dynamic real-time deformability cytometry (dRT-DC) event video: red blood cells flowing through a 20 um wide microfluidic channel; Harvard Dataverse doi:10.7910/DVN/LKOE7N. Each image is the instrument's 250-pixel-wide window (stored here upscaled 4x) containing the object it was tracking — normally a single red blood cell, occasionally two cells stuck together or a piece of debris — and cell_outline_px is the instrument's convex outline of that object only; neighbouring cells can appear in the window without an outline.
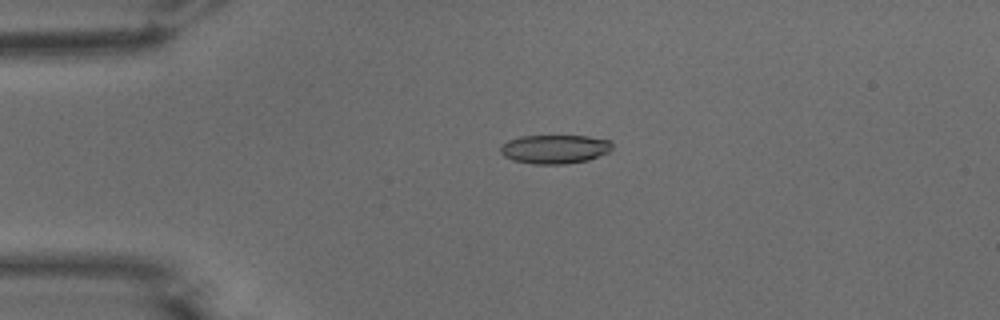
{"species": "common noctule bat (a hibernating species)", "species_latin": "Nyctalus noctula", "temperature_condition": "warm", "stored_images_in_passage": 37, "camera_frame_rate_fps": 3000, "um_per_image_px": 0.085, "animal": {"sex": "male", "body_mass_g": 15.6}, "frame": {"image": 1, "passage_image": 1, "time_ms": 0.0, "image_size_px": [1000, 320], "cell_outline_px": [[612, 148], [608, 152], [588, 160], [564, 164], [532, 164], [512, 160], [504, 156], [500, 152], [500, 144], [508, 140], [520, 136], [588, 136], [612, 140]], "centroid_in_image_um": [47.13, 12.67], "position_along_channel_um": 37.9, "area_um2": 18.96}}
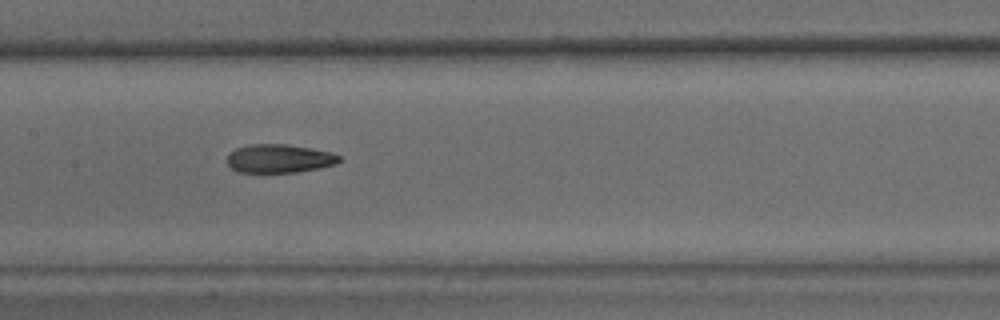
{"frame": {"image": 2, "passage_image": 15, "time_ms": 4.667, "image_size_px": [1000, 320], "cell_outline_px": [[340, 160], [336, 164], [320, 168], [296, 172], [236, 172], [228, 164], [228, 152], [236, 148], [248, 144], [284, 144], [312, 148], [332, 152], [340, 156]], "centroid_in_image_um": [23.73, 13.47], "position_along_channel_um": 183.7, "area_um2": 18.73}}
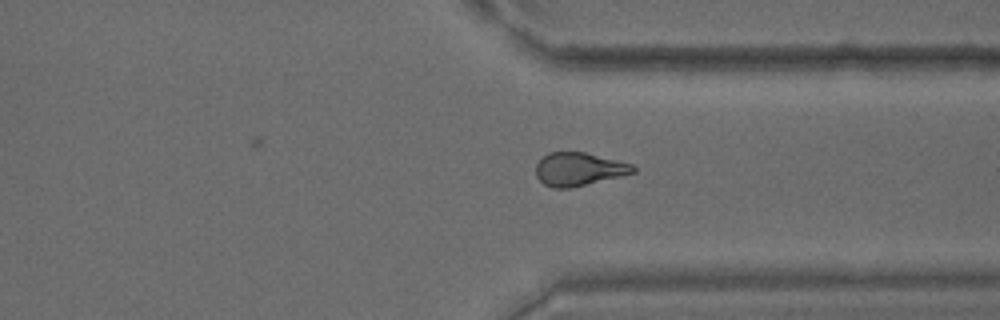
{"frame": {"image": 3, "passage_image": 29, "time_ms": 9.333, "image_size_px": [1000, 320], "cell_outline_px": [[636, 172], [572, 188], [552, 188], [544, 184], [536, 176], [536, 164], [548, 152], [584, 152], [632, 164], [636, 168]], "centroid_in_image_um": [49.18, 14.39], "position_along_channel_um": 362.2, "area_um2": 18.73}, "authors_computed_cell_mechanics": {"area_um2": 19.074, "velocity_mm_per_s": 3.829, "shape_relaxation_time_tau1_ms": null, "shape_relaxation_time_tau2_ms": 2.7082, "deformation_change_tau1": null, "deformation_change_tau2": 0.1042}}